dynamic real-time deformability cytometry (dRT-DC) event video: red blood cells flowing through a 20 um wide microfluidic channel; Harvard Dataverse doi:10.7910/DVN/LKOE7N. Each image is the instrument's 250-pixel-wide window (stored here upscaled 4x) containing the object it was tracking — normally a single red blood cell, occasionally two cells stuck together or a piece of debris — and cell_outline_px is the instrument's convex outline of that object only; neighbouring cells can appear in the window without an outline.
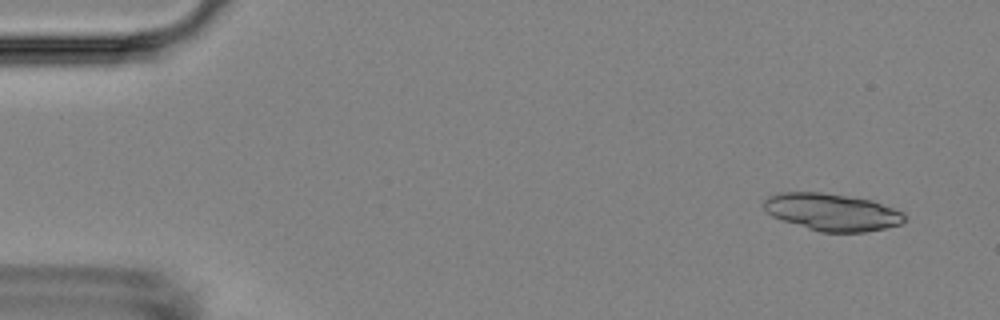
{"species": "Egyptian fruit bat (a non-hibernating species)", "species_latin": "Rousettus aegyptiacus", "temperature_condition": "room temperature", "stored_images_in_passage": 5, "camera_frame_rate_fps": 3000, "um_per_image_px": 0.085, "animal": {"sex": "female"}, "frame": {"image": 1, "passage_image": 1, "time_ms": 0.0, "image_size_px": [1000, 320], "cell_outline_px": [[908, 216], [900, 224], [884, 228], [864, 232], [820, 232], [772, 216], [760, 204], [768, 196], [780, 192], [820, 192], [872, 200], [904, 212]], "centroid_in_image_um": [70.72, 18.02], "position_along_channel_um": 14.3, "area_um2": 30.4}}